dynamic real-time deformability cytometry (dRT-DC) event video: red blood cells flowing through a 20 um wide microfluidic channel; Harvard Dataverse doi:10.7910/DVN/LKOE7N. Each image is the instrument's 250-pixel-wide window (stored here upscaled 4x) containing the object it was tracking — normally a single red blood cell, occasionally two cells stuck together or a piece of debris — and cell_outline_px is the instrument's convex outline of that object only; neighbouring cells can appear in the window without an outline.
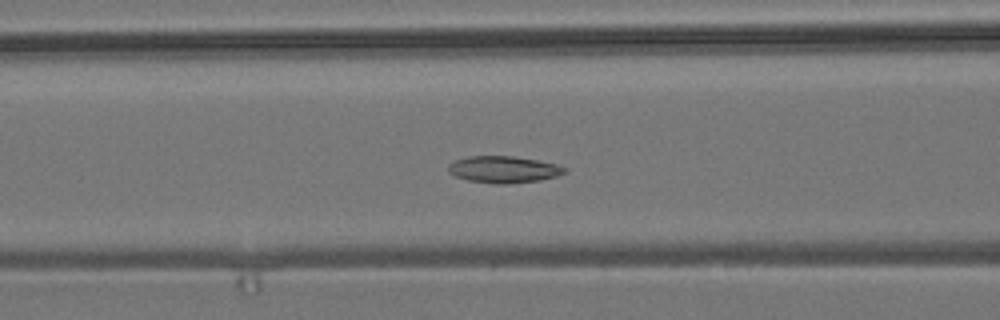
{"species": "common noctule bat (a hibernating species)", "species_latin": "Nyctalus noctula", "temperature_condition": "room temperature", "stored_images_in_passage": 56, "camera_frame_rate_fps": 3000, "um_per_image_px": 0.085, "animal": {"sex": "male", "body_mass_g": 19.2, "forearm_length_mm": 51.8}, "frame": {"image": 1, "passage_image": 23, "time_ms": 7.333, "image_size_px": [1000, 320], "cell_outline_px": [[568, 172], [556, 176], [540, 180], [508, 184], [496, 184], [468, 180], [456, 176], [448, 172], [448, 164], [456, 160], [468, 156], [512, 156], [536, 160], [556, 164], [568, 168]], "centroid_in_image_um": [42.82, 14.41], "position_along_channel_um": 123.8, "area_um2": 18.15}}
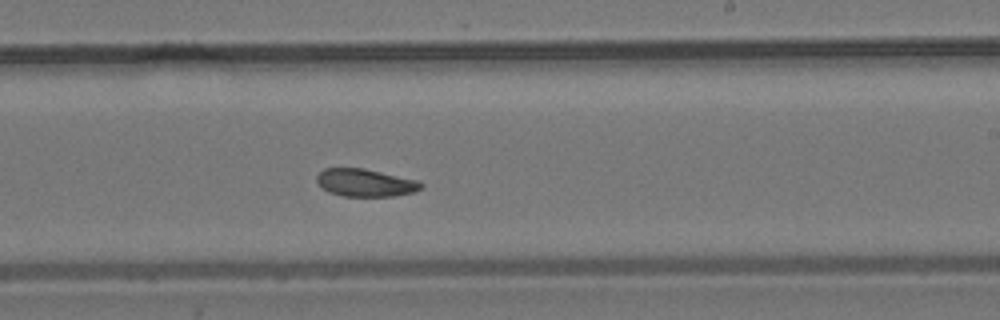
{"frame": {"image": 2, "passage_image": 34, "time_ms": 11.0, "image_size_px": [1000, 320], "cell_outline_px": [[424, 188], [412, 192], [392, 196], [344, 196], [328, 192], [316, 180], [316, 176], [324, 168], [364, 168], [416, 180], [424, 184]], "centroid_in_image_um": [31.05, 15.53], "position_along_channel_um": 257.9, "area_um2": 16.65}}
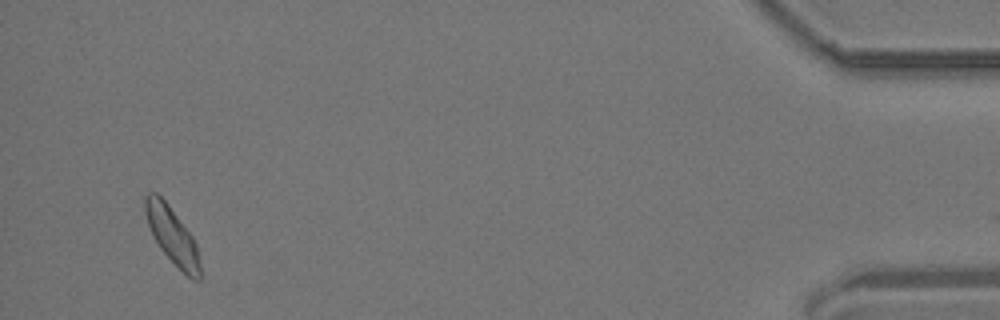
{"frame": {"image": 3, "passage_image": 54, "time_ms": 17.667, "image_size_px": [1000, 320], "cell_outline_px": [[200, 280], [192, 280], [160, 248], [152, 236], [144, 212], [144, 196], [148, 192], [156, 192], [168, 204], [192, 236], [196, 244], [200, 264]], "centroid_in_image_um": [14.61, 19.98], "position_along_channel_um": 420.6, "area_um2": 17.86}, "authors_computed_cell_mechanics": {"area_um2": 18.1492, "velocity_mm_per_s": 3.6664, "shape_relaxation_time_tau1_ms": null, "shape_relaxation_time_tau2_ms": 3.5258, "deformation_change_tau1": null, "deformation_change_tau2": 0.0787}}